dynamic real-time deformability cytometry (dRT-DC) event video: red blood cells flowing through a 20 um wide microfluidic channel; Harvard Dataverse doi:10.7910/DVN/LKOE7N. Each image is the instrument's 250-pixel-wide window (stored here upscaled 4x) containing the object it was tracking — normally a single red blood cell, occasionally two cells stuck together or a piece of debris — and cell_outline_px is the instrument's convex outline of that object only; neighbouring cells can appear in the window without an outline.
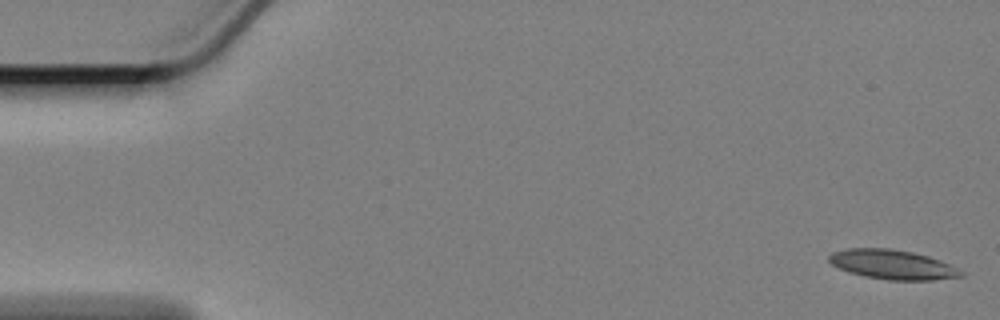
{"species": "Egyptian fruit bat (a non-hibernating species)", "species_latin": "Rousettus aegyptiacus", "temperature_condition": "cold", "stored_images_in_passage": 13, "camera_frame_rate_fps": 3000, "um_per_image_px": 0.085, "animal": {"sex": "female"}, "frame": {"image": 1, "passage_image": 1, "time_ms": 0.0, "image_size_px": [1000, 320], "cell_outline_px": [[964, 276], [932, 280], [888, 280], [864, 276], [848, 272], [832, 264], [828, 260], [828, 256], [832, 252], [848, 248], [888, 248], [912, 252], [928, 256], [940, 260], [964, 272]], "centroid_in_image_um": [75.84, 22.48], "position_along_channel_um": 9.2, "area_um2": 22.6}}